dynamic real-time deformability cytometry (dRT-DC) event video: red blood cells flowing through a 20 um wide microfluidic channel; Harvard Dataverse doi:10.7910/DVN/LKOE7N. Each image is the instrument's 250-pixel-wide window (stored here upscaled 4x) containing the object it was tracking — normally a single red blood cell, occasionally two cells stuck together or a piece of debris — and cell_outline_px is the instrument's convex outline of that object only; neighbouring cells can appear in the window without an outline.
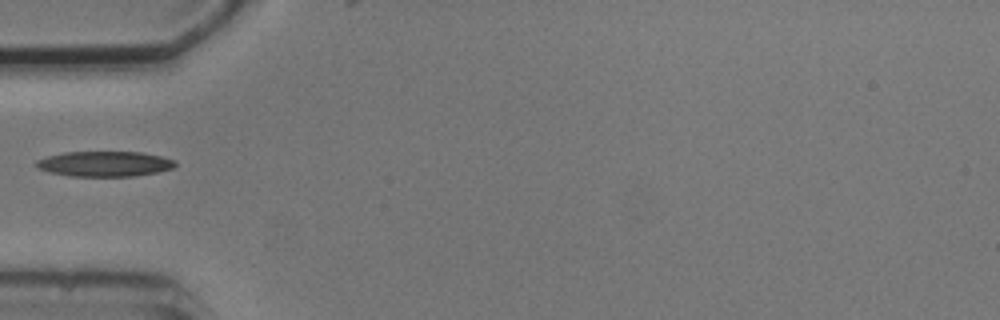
{"species": "common noctule bat (a hibernating species)", "species_latin": "Nyctalus noctula", "temperature_condition": "cold", "stored_images_in_passage": 4, "camera_frame_rate_fps": 3000, "um_per_image_px": 0.085, "animal": {"sex": "male", "body_mass_g": 20.5, "forearm_length_mm": 52.5}, "frame": {"image": 1, "passage_image": 4, "time_ms": 3.667, "image_size_px": [1000, 320], "cell_outline_px": [[176, 164], [172, 168], [156, 172], [136, 176], [72, 176], [52, 172], [40, 168], [36, 164], [36, 160], [48, 156], [64, 152], [140, 152], [160, 156], [176, 160]], "centroid_in_image_um": [8.93, 13.92], "position_along_channel_um": 76.1, "area_um2": 20.17}}